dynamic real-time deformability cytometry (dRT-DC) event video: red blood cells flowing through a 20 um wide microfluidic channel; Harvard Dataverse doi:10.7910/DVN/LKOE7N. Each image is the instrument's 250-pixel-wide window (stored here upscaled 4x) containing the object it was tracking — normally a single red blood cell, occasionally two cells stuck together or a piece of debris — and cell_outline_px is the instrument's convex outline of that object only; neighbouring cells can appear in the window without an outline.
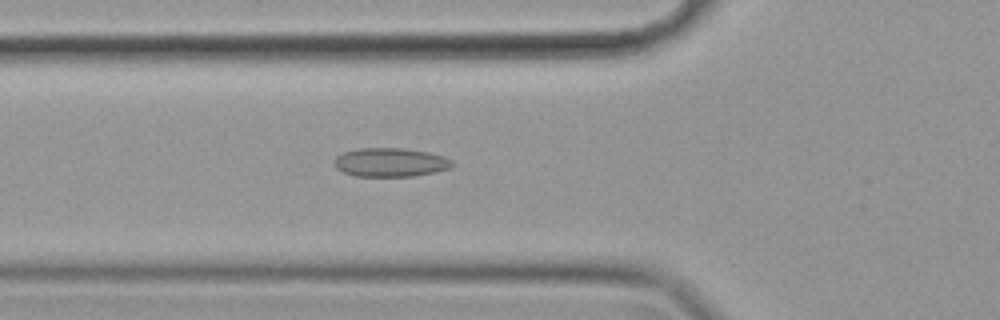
{"species": "common noctule bat (a hibernating species)", "species_latin": "Nyctalus noctula", "temperature_condition": "cold", "stored_images_in_passage": 31, "camera_frame_rate_fps": 3000, "um_per_image_px": 0.085, "animal": {"sex": "female", "body_mass_g": 19.9}, "frame": {"image": 1, "passage_image": 10, "time_ms": 3.0, "image_size_px": [1000, 320], "cell_outline_px": [[452, 164], [448, 168], [432, 172], [412, 176], [356, 176], [344, 172], [336, 168], [332, 160], [336, 156], [344, 152], [360, 148], [404, 148], [428, 152], [444, 156], [452, 160]], "centroid_in_image_um": [33.13, 13.79], "position_along_channel_um": 92.7, "area_um2": 19.65}}
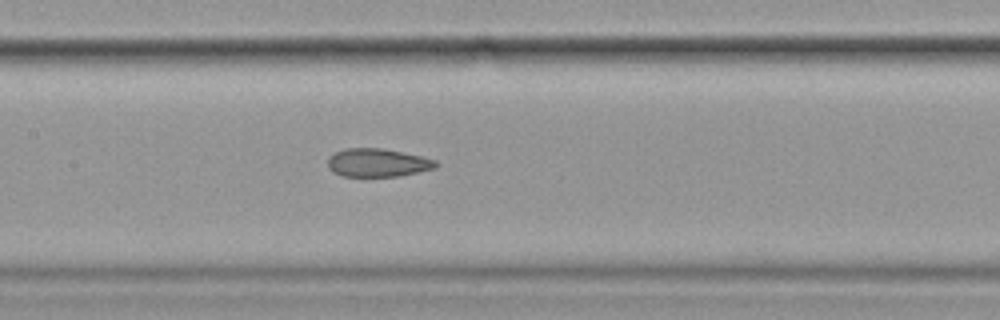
{"frame": {"image": 2, "passage_image": 17, "time_ms": 5.333, "image_size_px": [1000, 320], "cell_outline_px": [[436, 168], [396, 176], [344, 176], [332, 172], [328, 168], [328, 156], [344, 148], [384, 148], [420, 156], [436, 160]], "centroid_in_image_um": [32.05, 13.82], "position_along_channel_um": 175.4, "area_um2": 17.69}}
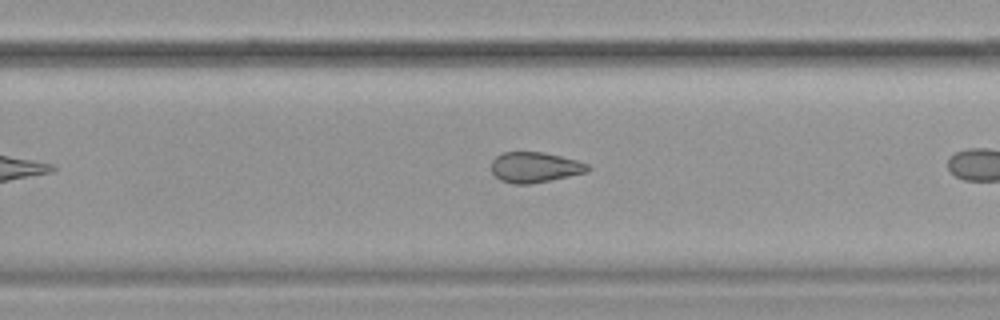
{"frame": {"image": 3, "passage_image": 23, "time_ms": 7.333, "image_size_px": [1000, 320], "cell_outline_px": [[592, 168], [588, 172], [528, 184], [512, 184], [500, 180], [492, 172], [492, 160], [496, 156], [504, 152], [544, 152], [576, 160], [588, 164]], "centroid_in_image_um": [45.46, 14.21], "position_along_channel_um": 284.3, "area_um2": 16.99}}